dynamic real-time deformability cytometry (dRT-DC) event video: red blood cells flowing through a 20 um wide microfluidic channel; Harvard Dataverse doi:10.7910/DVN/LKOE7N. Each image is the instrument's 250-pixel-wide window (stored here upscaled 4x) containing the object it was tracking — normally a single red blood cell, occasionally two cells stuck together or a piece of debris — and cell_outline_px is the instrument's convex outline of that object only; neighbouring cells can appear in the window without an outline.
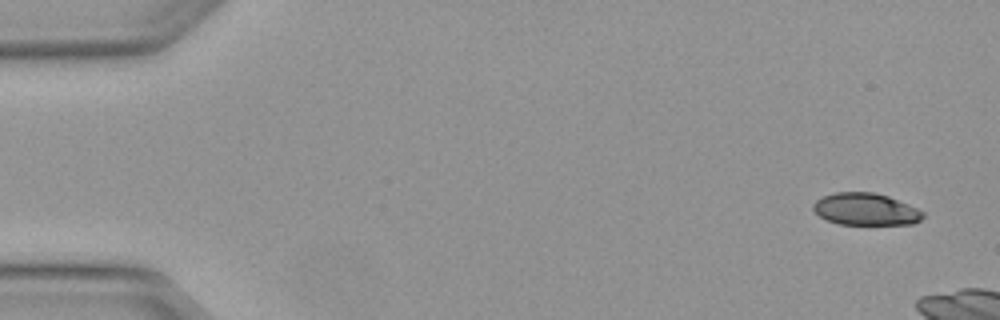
{"species": "Egyptian fruit bat (a non-hibernating species)", "species_latin": "Rousettus aegyptiacus", "temperature_condition": "warm", "stored_images_in_passage": 3, "camera_frame_rate_fps": 3000, "um_per_image_px": 0.085, "animal": {"sex": "female"}, "frame": {"image": 1, "passage_image": 1, "time_ms": 0.0, "image_size_px": [1000, 320], "cell_outline_px": [[924, 216], [920, 220], [912, 224], [840, 224], [828, 220], [820, 216], [812, 208], [812, 204], [816, 200], [824, 196], [836, 192], [872, 192], [888, 196], [908, 204], [924, 212]], "centroid_in_image_um": [73.58, 17.78], "position_along_channel_um": 11.4, "area_um2": 20.35}}